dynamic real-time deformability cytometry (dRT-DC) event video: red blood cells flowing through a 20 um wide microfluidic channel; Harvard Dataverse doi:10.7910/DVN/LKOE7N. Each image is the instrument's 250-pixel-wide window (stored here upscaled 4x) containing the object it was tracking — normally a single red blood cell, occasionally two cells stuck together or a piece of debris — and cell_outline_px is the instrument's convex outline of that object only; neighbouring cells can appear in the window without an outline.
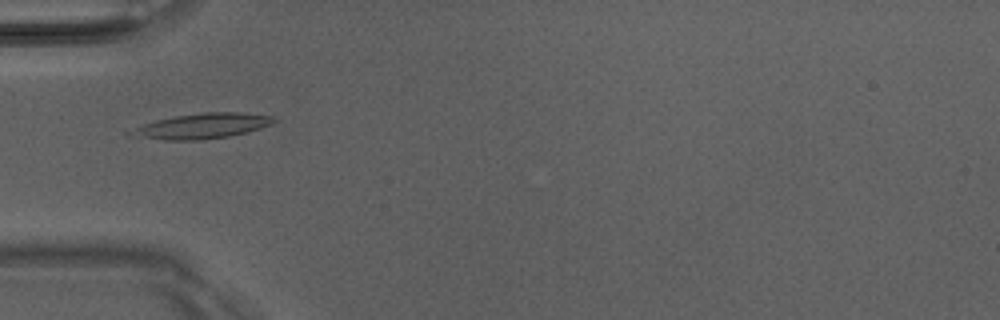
{"species": "Egyptian fruit bat (a non-hibernating species)", "species_latin": "Rousettus aegyptiacus", "temperature_condition": "room temperature", "stored_images_in_passage": 41, "camera_frame_rate_fps": 3000, "um_per_image_px": 0.085, "animal": {"sex": "male"}, "frame": {"image": 1, "passage_image": 7, "time_ms": 2.0, "image_size_px": [1000, 320], "cell_outline_px": [[276, 120], [272, 124], [248, 132], [228, 136], [196, 140], [164, 140], [128, 136], [124, 132], [144, 124], [156, 120], [176, 116], [200, 112], [236, 112], [272, 116]], "centroid_in_image_um": [17.11, 10.71], "position_along_channel_um": 67.9, "area_um2": 21.04}}
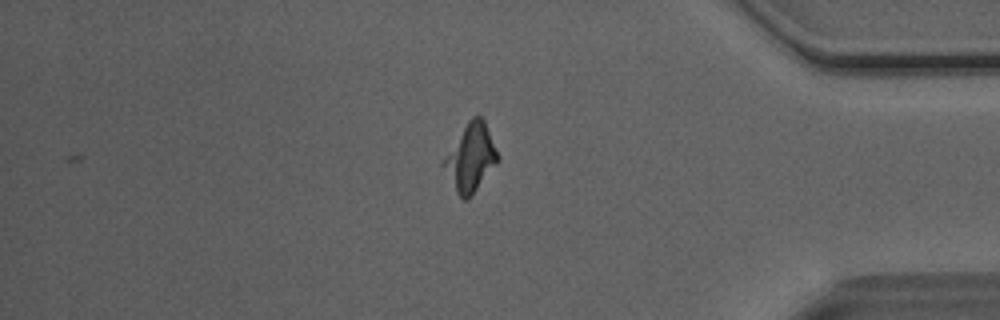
{"frame": {"image": 2, "passage_image": 33, "time_ms": 10.667, "image_size_px": [1000, 320], "cell_outline_px": [[500, 156], [496, 164], [472, 196], [468, 200], [464, 200], [456, 192], [440, 164], [440, 160], [468, 120], [472, 116], [480, 116], [484, 120]], "centroid_in_image_um": [39.97, 13.41], "position_along_channel_um": 395.2, "area_um2": 21.44}}
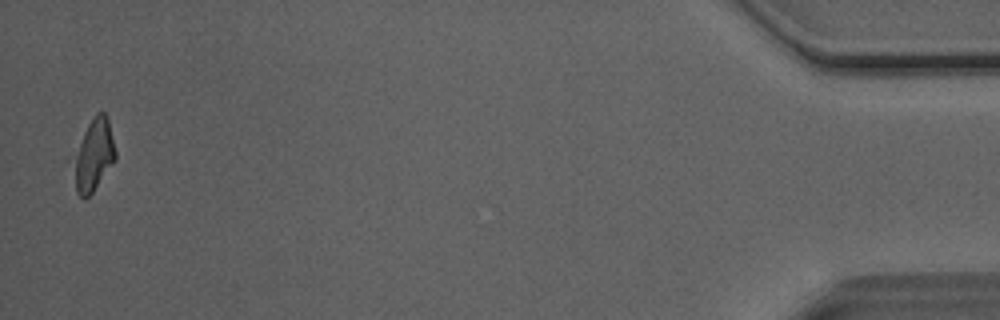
{"frame": {"image": 3, "passage_image": 40, "time_ms": 13.0, "image_size_px": [1000, 320], "cell_outline_px": [[116, 160], [92, 192], [84, 200], [76, 192], [64, 160], [96, 112], [104, 112], [108, 120], [116, 152]], "centroid_in_image_um": [7.78, 13.23], "position_along_channel_um": 427.4, "area_um2": 19.31}}